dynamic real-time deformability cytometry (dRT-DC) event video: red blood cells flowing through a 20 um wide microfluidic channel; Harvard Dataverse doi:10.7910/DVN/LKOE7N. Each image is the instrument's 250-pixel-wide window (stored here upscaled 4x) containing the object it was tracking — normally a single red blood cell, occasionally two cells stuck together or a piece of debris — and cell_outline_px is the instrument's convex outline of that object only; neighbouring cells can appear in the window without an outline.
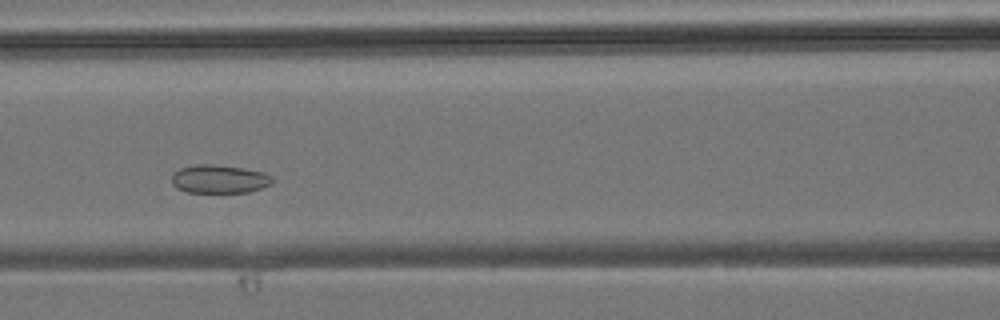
{"species": "common noctule bat (a hibernating species)", "species_latin": "Nyctalus noctula", "temperature_condition": "room temperature", "stored_images_in_passage": 17, "camera_frame_rate_fps": 3000, "um_per_image_px": 0.085, "animal": {"sex": "male", "body_mass_g": 19.2, "forearm_length_mm": 51.8}, "frame": {"image": 1, "passage_image": 12, "time_ms": 3.667, "image_size_px": [1000, 320], "cell_outline_px": [[272, 180], [268, 184], [260, 188], [248, 192], [188, 192], [176, 188], [172, 184], [172, 172], [180, 168], [200, 164], [212, 164], [240, 168], [264, 172], [272, 176]], "centroid_in_image_um": [18.58, 15.22], "position_along_channel_um": 148.0, "area_um2": 16.42}}
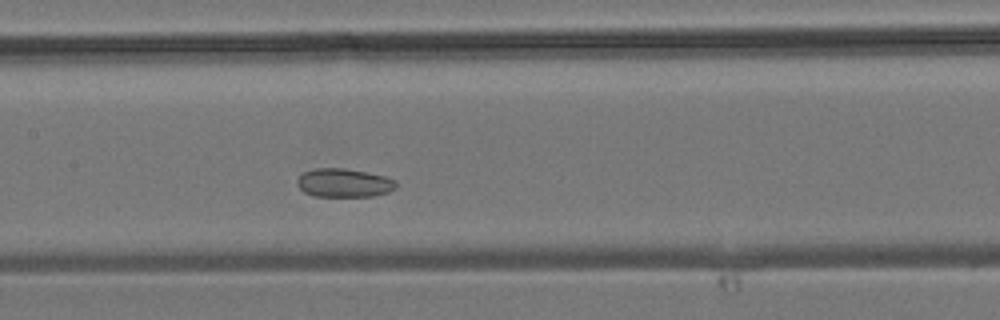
{"frame": {"image": 2, "passage_image": 14, "time_ms": 4.333, "image_size_px": [1000, 320], "cell_outline_px": [[396, 188], [388, 192], [372, 196], [312, 196], [304, 192], [296, 184], [296, 180], [304, 172], [316, 168], [344, 168], [384, 176], [396, 180]], "centroid_in_image_um": [29.22, 15.55], "position_along_channel_um": 178.2, "area_um2": 16.42}}
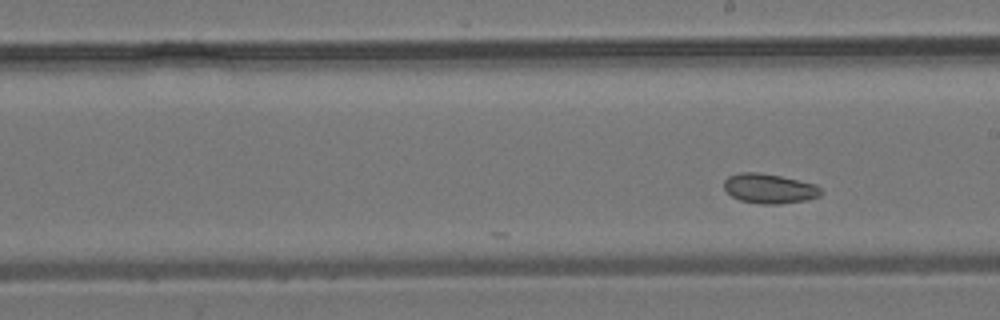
{"frame": {"image": 3, "passage_image": 17, "time_ms": 5.333, "image_size_px": [1000, 320], "cell_outline_px": [[824, 192], [820, 196], [808, 200], [780, 204], [760, 204], [740, 200], [732, 196], [724, 188], [724, 180], [728, 176], [740, 172], [760, 172], [780, 176], [816, 184]], "centroid_in_image_um": [65.41, 16.03], "position_along_channel_um": 223.6, "area_um2": 16.94}}